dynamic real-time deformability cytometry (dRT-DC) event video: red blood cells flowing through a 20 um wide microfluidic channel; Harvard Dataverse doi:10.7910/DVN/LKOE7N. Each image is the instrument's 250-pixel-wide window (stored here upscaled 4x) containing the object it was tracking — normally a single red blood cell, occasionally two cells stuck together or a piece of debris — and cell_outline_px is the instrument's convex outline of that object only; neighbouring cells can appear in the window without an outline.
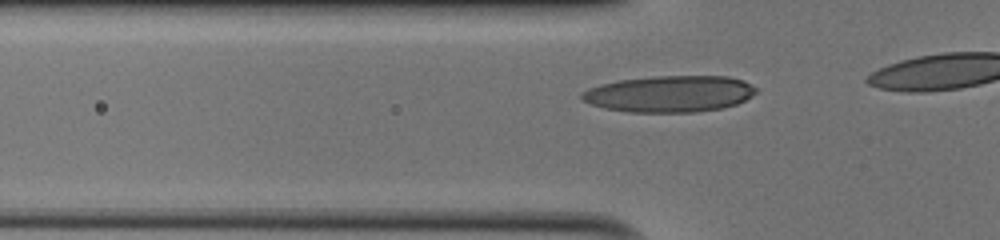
{"species": "human", "species_latin": "Homo sapiens", "temperature_condition": "cold", "stored_images_in_passage": 12, "camera_frame_rate_fps": 3000, "um_per_image_px": 0.085, "donor": {"sex": "male"}, "frame": {"image": 1, "passage_image": 6, "time_ms": 1.667, "image_size_px": [1000, 240], "cell_outline_px": [[756, 92], [752, 96], [736, 104], [720, 108], [692, 112], [628, 112], [604, 108], [592, 104], [584, 100], [580, 96], [580, 92], [588, 88], [600, 84], [620, 80], [652, 76], [728, 76], [744, 80], [756, 88]], "centroid_in_image_um": [56.9, 7.97], "position_along_channel_um": 68.9, "area_um2": 36.99}}
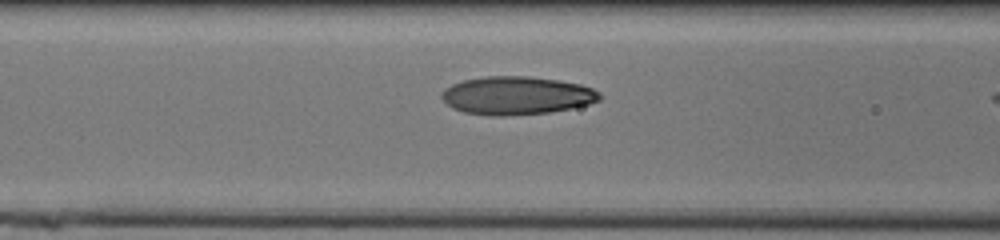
{"frame": {"image": 2, "passage_image": 10, "time_ms": 3.0, "image_size_px": [1000, 240], "cell_outline_px": [[600, 100], [588, 104], [572, 108], [548, 112], [500, 116], [492, 116], [464, 112], [452, 108], [440, 96], [440, 92], [444, 88], [452, 84], [464, 80], [484, 76], [528, 76], [560, 80], [580, 84], [592, 88], [600, 92]], "centroid_in_image_um": [43.9, 8.11], "position_along_channel_um": 122.7, "area_um2": 35.2}}